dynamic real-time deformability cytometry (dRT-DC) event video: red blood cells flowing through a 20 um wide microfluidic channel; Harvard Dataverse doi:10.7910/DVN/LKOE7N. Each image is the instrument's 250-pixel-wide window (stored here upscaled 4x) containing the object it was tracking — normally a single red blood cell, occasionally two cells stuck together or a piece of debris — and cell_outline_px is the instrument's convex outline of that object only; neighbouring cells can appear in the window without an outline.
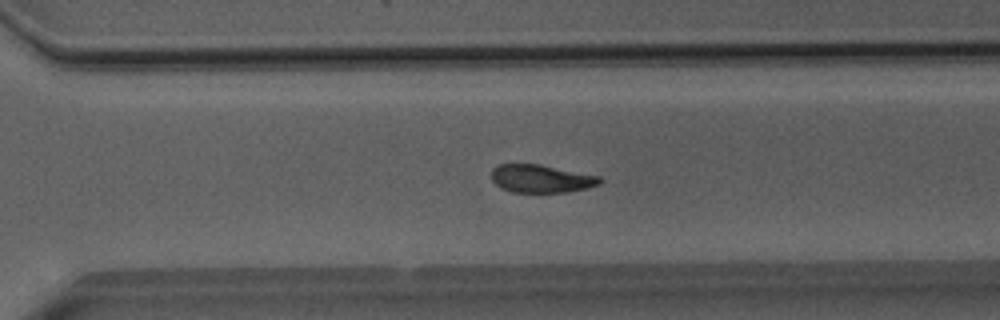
{"species": "Egyptian fruit bat (a non-hibernating species)", "species_latin": "Rousettus aegyptiacus", "temperature_condition": "room temperature", "stored_images_in_passage": 51, "segment_of_instrument_passage": [1, 2], "camera_frame_rate_fps": 3000, "um_per_image_px": 0.085, "animal": {"sex": "male"}, "frame": {"image": 1, "passage_image": 35, "time_ms": 11.333, "image_size_px": [1000, 320], "cell_outline_px": [[600, 184], [588, 188], [564, 192], [512, 192], [500, 188], [492, 180], [492, 168], [496, 164], [540, 164], [600, 176]], "centroid_in_image_um": [45.97, 15.18], "position_along_channel_um": 324.6, "area_um2": 17.69}}
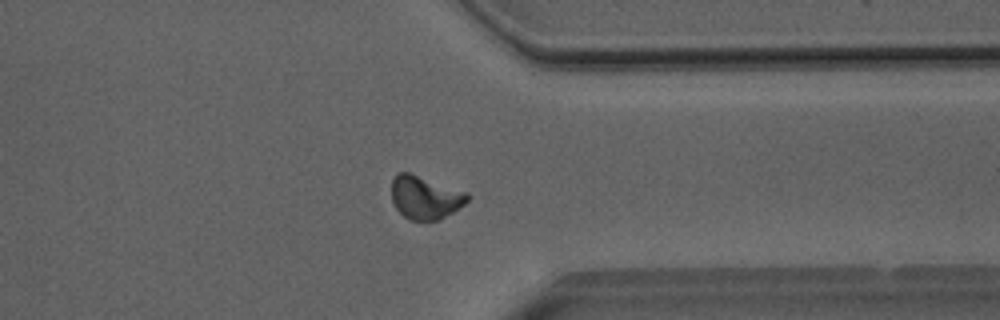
{"frame": {"image": 2, "passage_image": 39, "time_ms": 12.667, "image_size_px": [1000, 320], "cell_outline_px": [[468, 200], [464, 204], [440, 220], [408, 220], [396, 208], [392, 200], [392, 176], [396, 172], [408, 172], [468, 192]], "centroid_in_image_um": [36.11, 16.77], "position_along_channel_um": 375.3, "area_um2": 19.07}}
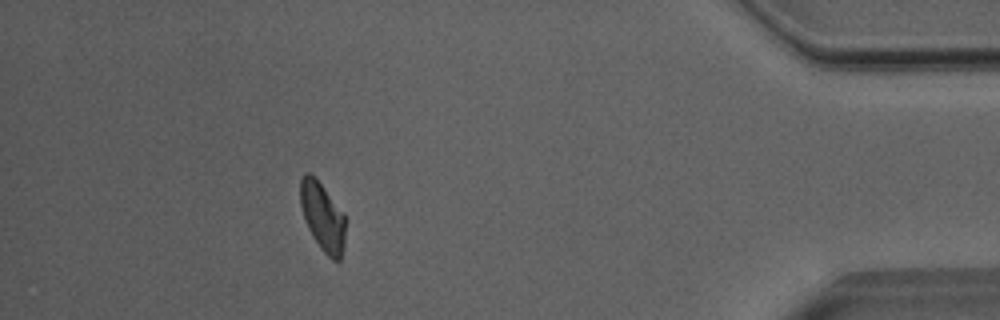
{"frame": {"image": 3, "passage_image": 45, "time_ms": 14.667, "image_size_px": [1000, 320], "cell_outline_px": [[344, 248], [340, 260], [332, 260], [320, 248], [312, 236], [304, 220], [300, 204], [300, 180], [304, 172], [308, 172], [320, 184], [344, 212]], "centroid_in_image_um": [27.4, 18.44], "position_along_channel_um": 407.8, "area_um2": 17.86}}